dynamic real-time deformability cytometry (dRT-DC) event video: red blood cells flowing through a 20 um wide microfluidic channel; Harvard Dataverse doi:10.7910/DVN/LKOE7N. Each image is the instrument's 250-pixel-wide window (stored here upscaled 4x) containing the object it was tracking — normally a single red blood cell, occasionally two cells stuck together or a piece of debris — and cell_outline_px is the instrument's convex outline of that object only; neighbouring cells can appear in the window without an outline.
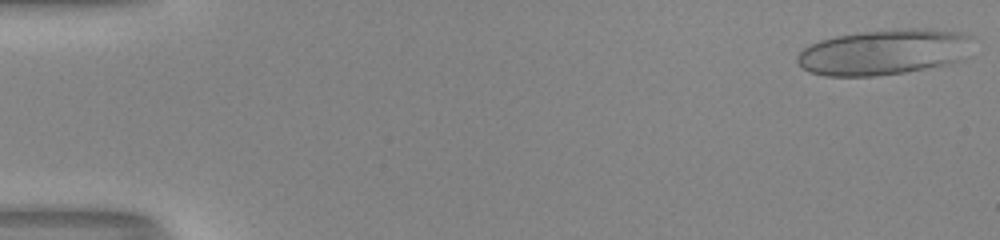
{"species": "human", "species_latin": "Homo sapiens", "temperature_condition": "room temperature", "stored_images_in_passage": 52, "camera_frame_rate_fps": 3000, "um_per_image_px": 0.085, "donor": {"sex": "male"}, "frame": {"image": 1, "passage_image": 1, "time_ms": 0.0, "image_size_px": [1000, 240], "cell_outline_px": [[976, 36], [956, 60], [944, 64], [904, 72], [872, 76], [824, 76], [808, 72], [796, 60], [796, 56], [808, 44], [820, 40], [836, 36], [860, 32], [908, 28], [924, 28], [960, 32]], "centroid_in_image_um": [75.05, 4.41], "position_along_channel_um": 10.0, "area_um2": 46.07}}
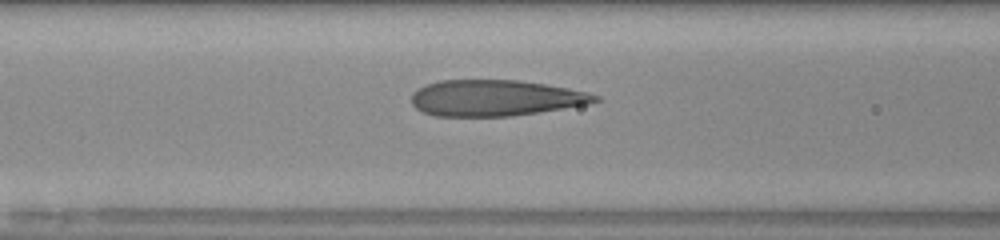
{"frame": {"image": 2, "passage_image": 22, "time_ms": 7.0, "image_size_px": [1000, 240], "cell_outline_px": [[600, 100], [588, 104], [540, 112], [512, 116], [436, 116], [424, 112], [416, 108], [412, 104], [412, 92], [428, 84], [440, 80], [516, 80], [544, 84], [568, 88], [588, 92], [600, 96]], "centroid_in_image_um": [42.12, 8.33], "position_along_channel_um": 124.5, "area_um2": 38.49}}
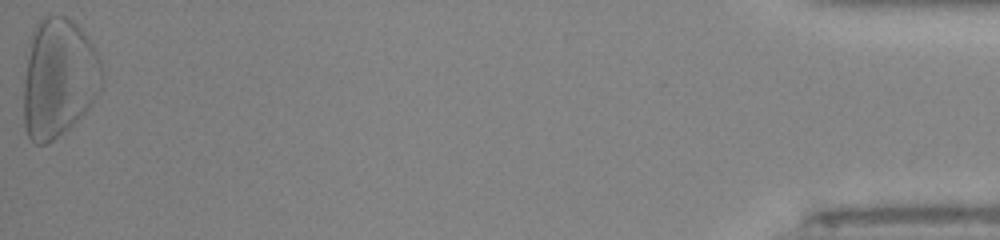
{"frame": {"image": 3, "passage_image": 52, "time_ms": 17.0, "image_size_px": [1000, 240], "cell_outline_px": [[104, 80], [100, 92], [88, 108], [68, 128], [52, 140], [44, 144], [36, 144], [28, 136], [24, 128], [24, 84], [28, 56], [32, 32], [40, 16], [64, 16], [72, 20], [84, 32], [92, 44], [100, 64]], "centroid_in_image_um": [4.99, 6.62], "position_along_channel_um": 430.2, "area_um2": 53.99}, "authors_computed_cell_mechanics": {"area_um2": 40.171, "velocity_mm_per_s": 4.0406, "shape_relaxation_time_tau1_ms": 6.4456, "shape_relaxation_time_tau2_ms": 1.3775, "deformation_change_tau1": 0.2232, "deformation_change_tau2": 0.0886}}